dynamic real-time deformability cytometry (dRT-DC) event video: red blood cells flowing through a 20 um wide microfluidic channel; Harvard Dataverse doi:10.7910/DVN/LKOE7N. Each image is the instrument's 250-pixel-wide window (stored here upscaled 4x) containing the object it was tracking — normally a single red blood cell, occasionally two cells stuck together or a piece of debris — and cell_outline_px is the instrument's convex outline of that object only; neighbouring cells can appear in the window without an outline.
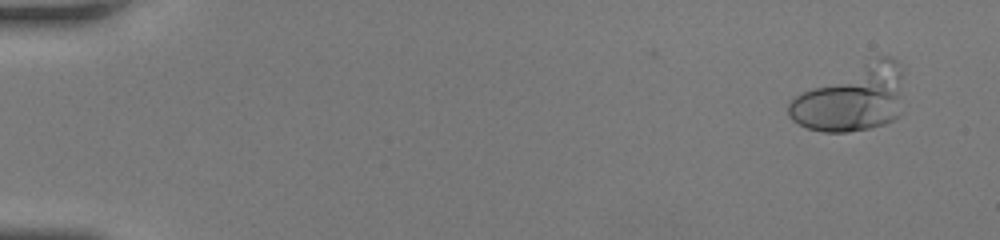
{"species": "human", "species_latin": "Homo sapiens", "temperature_condition": "room temperature", "stored_images_in_passage": 20, "camera_frame_rate_fps": 3000, "um_per_image_px": 0.085, "donor": {"sex": "female"}, "frame": {"image": 1, "passage_image": 4, "time_ms": 1.0, "image_size_px": [1000, 240], "cell_outline_px": [[904, 112], [900, 116], [884, 124], [868, 128], [848, 132], [824, 132], [808, 128], [792, 120], [788, 116], [788, 104], [796, 96], [876, 56], [888, 56], [896, 60], [900, 64]], "centroid_in_image_um": [72.48, 8.39], "position_along_channel_um": 12.5, "area_um2": 43.93}}
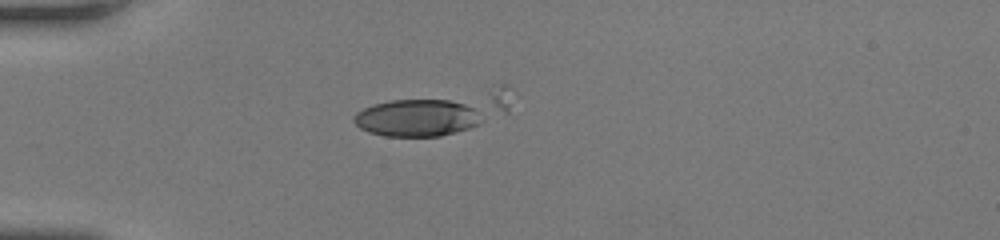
{"frame": {"image": 2, "passage_image": 16, "time_ms": 5.0, "image_size_px": [1000, 240], "cell_outline_px": [[484, 120], [480, 124], [456, 132], [440, 136], [384, 136], [368, 132], [360, 128], [352, 120], [356, 112], [364, 108], [376, 104], [392, 100], [448, 100], [464, 104], [472, 108]], "centroid_in_image_um": [35.42, 10.03], "position_along_channel_um": 49.6, "area_um2": 27.46}}